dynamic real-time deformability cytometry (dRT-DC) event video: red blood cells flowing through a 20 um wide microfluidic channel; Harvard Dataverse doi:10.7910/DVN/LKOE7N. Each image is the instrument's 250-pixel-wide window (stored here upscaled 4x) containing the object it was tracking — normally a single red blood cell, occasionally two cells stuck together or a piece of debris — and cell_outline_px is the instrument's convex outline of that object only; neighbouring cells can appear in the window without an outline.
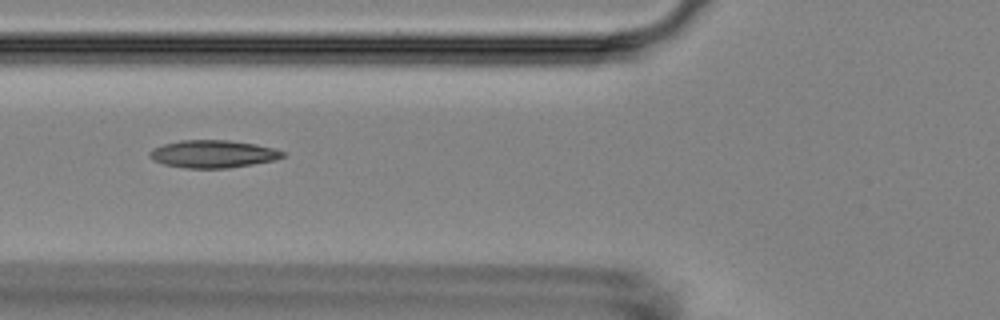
{"species": "Egyptian fruit bat (a non-hibernating species)", "species_latin": "Rousettus aegyptiacus", "temperature_condition": "room temperature", "stored_images_in_passage": 10, "camera_frame_rate_fps": 3000, "um_per_image_px": 0.085, "animal": {"sex": "female"}, "frame": {"image": 1, "passage_image": 2, "time_ms": 1.0, "image_size_px": [1000, 320], "cell_outline_px": [[284, 156], [276, 160], [228, 168], [184, 168], [164, 164], [152, 160], [148, 156], [148, 152], [152, 148], [164, 144], [180, 140], [228, 140], [256, 144], [272, 148], [284, 152]], "centroid_in_image_um": [18.06, 13.09], "position_along_channel_um": 107.7, "area_um2": 21.44}}
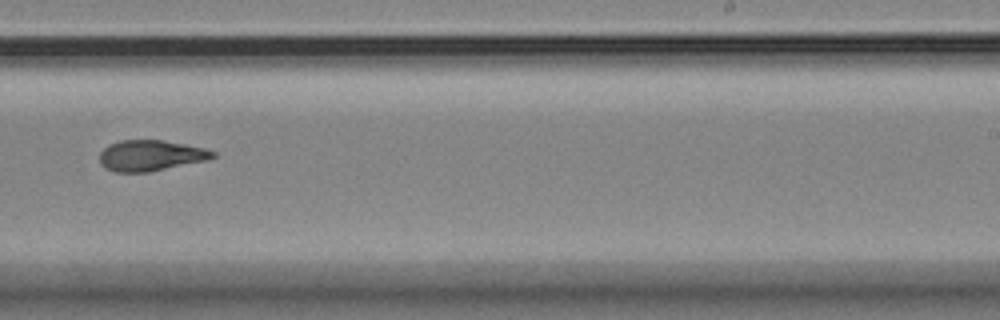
{"frame": {"image": 2, "passage_image": 6, "time_ms": 5.667, "image_size_px": [1000, 320], "cell_outline_px": [[216, 156], [208, 160], [148, 172], [116, 172], [104, 168], [100, 164], [100, 152], [108, 144], [120, 140], [164, 140], [204, 148], [216, 152]], "centroid_in_image_um": [12.79, 13.22], "position_along_channel_um": 276.2, "area_um2": 20.4}}
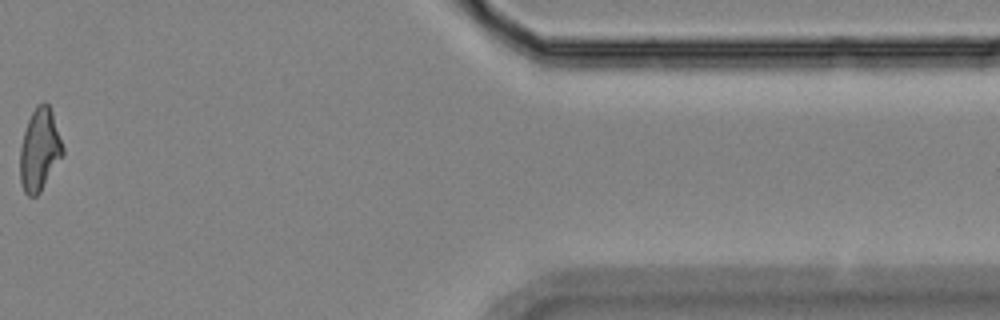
{"frame": {"image": 3, "passage_image": 10, "time_ms": 10.667, "image_size_px": [1000, 320], "cell_outline_px": [[64, 156], [40, 192], [36, 196], [28, 196], [24, 192], [20, 184], [20, 148], [24, 132], [28, 120], [36, 104], [44, 100], [48, 104], [52, 112], [64, 148]], "centroid_in_image_um": [3.37, 12.74], "position_along_channel_um": 408.0, "area_um2": 20.75}, "authors_computed_cell_mechanics": {"area_um2": 20.8947, "velocity_mm_per_s": 3.6211, "shape_relaxation_time_tau1_ms": null, "shape_relaxation_time_tau2_ms": 3.4325, "deformation_change_tau1": null, "deformation_change_tau2": 0.0952}}